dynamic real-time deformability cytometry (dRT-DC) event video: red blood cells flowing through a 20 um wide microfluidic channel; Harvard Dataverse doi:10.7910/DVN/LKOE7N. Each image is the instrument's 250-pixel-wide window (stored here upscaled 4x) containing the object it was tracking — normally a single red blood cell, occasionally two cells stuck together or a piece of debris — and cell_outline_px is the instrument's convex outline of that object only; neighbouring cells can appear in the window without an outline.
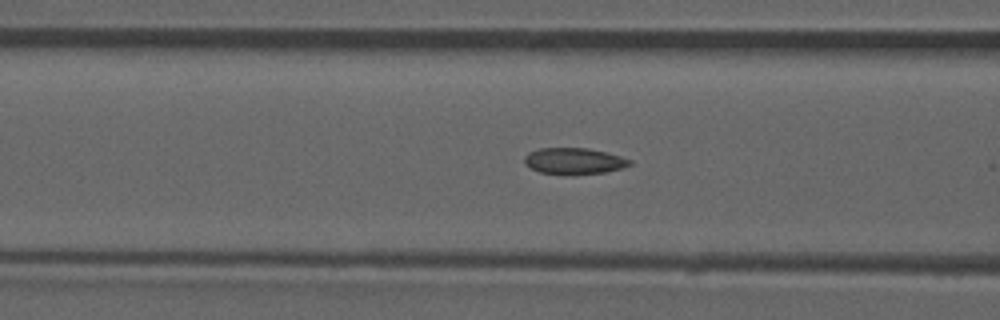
{"species": "common noctule bat (a hibernating species)", "species_latin": "Nyctalus noctula", "temperature_condition": "room temperature", "stored_images_in_passage": 25, "camera_frame_rate_fps": 3000, "um_per_image_px": 0.085, "animal": {"sex": "male", "forearm_length_mm": 52.5}, "frame": {"image": 1, "passage_image": 21, "time_ms": 6.667, "image_size_px": [1000, 320], "cell_outline_px": [[632, 164], [624, 168], [604, 172], [572, 176], [540, 172], [524, 164], [524, 156], [528, 152], [540, 148], [588, 148], [620, 156], [632, 160]], "centroid_in_image_um": [48.79, 13.7], "position_along_channel_um": 117.8, "area_um2": 16.42}}